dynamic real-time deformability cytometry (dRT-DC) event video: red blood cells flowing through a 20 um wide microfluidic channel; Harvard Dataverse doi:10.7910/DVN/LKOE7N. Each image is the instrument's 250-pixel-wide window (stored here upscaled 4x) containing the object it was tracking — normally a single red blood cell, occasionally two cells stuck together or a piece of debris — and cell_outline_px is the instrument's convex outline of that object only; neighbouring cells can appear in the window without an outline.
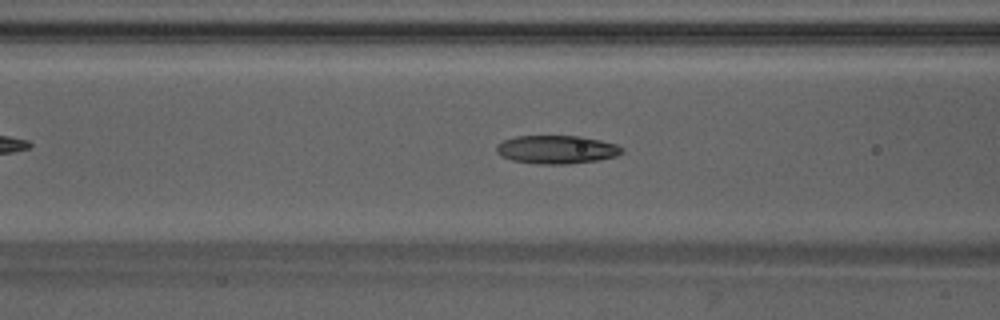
{"species": "Egyptian fruit bat (a non-hibernating species)", "species_latin": "Rousettus aegyptiacus", "temperature_condition": "warm", "stored_images_in_passage": 36, "camera_frame_rate_fps": 3000, "um_per_image_px": 0.085, "animal": {"sex": "male"}, "frame": {"image": 1, "passage_image": 12, "time_ms": 3.667, "image_size_px": [1000, 320], "cell_outline_px": [[624, 152], [616, 156], [600, 160], [568, 164], [540, 164], [512, 160], [500, 156], [496, 152], [496, 144], [504, 140], [516, 136], [580, 136], [600, 140], [616, 144], [624, 148]], "centroid_in_image_um": [47.32, 12.71], "position_along_channel_um": 119.3, "area_um2": 20.87}}
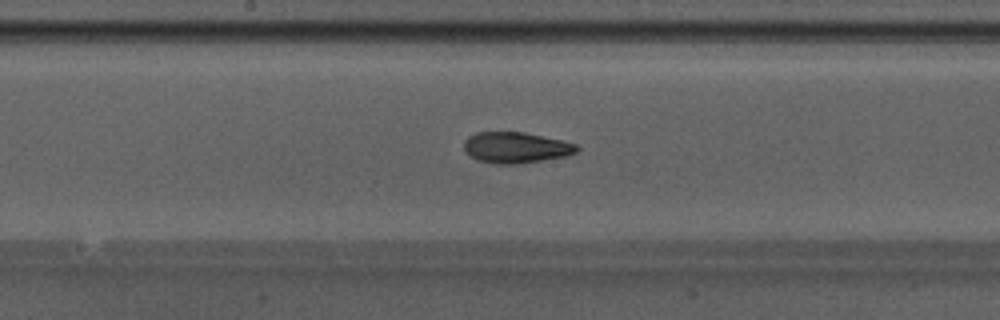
{"frame": {"image": 2, "passage_image": 18, "time_ms": 5.667, "image_size_px": [1000, 320], "cell_outline_px": [[580, 148], [576, 152], [564, 156], [516, 164], [496, 164], [480, 160], [464, 152], [464, 140], [468, 136], [476, 132], [524, 132], [560, 140], [576, 144]], "centroid_in_image_um": [43.81, 12.53], "position_along_channel_um": 204.4, "area_um2": 20.11}}
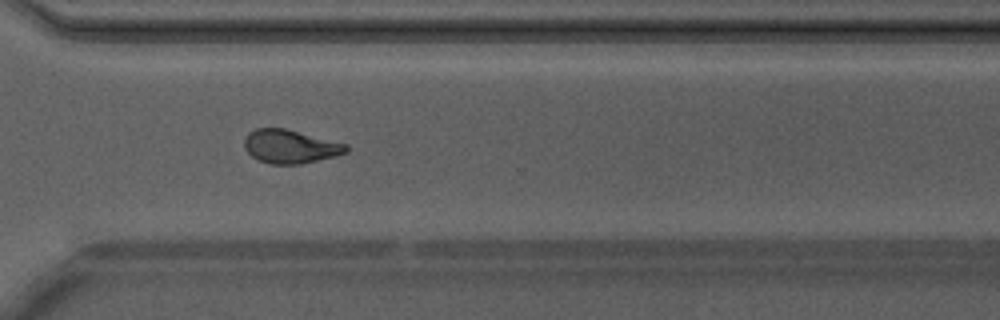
{"frame": {"image": 3, "passage_image": 28, "time_ms": 9.0, "image_size_px": [1000, 320], "cell_outline_px": [[348, 152], [336, 156], [300, 164], [268, 164], [252, 156], [244, 148], [244, 140], [248, 132], [256, 128], [284, 128], [348, 144]], "centroid_in_image_um": [24.67, 12.45], "position_along_channel_um": 345.9, "area_um2": 19.94}, "authors_computed_cell_mechanics": {"area_um2": 20.2878, "velocity_mm_per_s": 4.2553, "shape_relaxation_time_tau1_ms": 8.1591, "shape_relaxation_time_tau2_ms": 2.2077, "deformation_change_tau1": 0.223, "deformation_change_tau2": 0.1039}}